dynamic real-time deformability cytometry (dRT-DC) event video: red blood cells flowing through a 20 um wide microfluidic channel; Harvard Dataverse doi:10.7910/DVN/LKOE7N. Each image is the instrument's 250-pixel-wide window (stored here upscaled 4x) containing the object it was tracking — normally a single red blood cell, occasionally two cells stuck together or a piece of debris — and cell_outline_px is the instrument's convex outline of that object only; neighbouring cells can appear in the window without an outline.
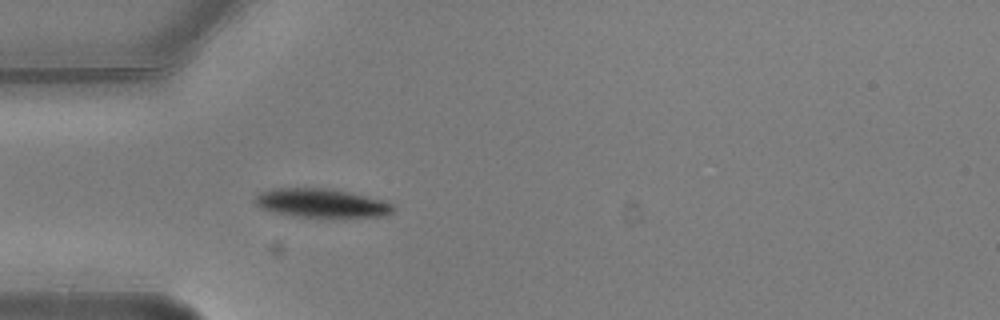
{"species": "common noctule bat (a hibernating species)", "species_latin": "Nyctalus noctula", "temperature_condition": "warm", "stored_images_in_passage": 1, "camera_frame_rate_fps": 3000, "um_per_image_px": 0.085, "animal": {"sex": "male", "body_mass_g": 20.5, "forearm_length_mm": 52.5}, "frame": {"image": 1, "passage_image": 1, "time_ms": 0.0, "image_size_px": [1000, 320], "cell_outline_px": [[396, 208], [392, 212], [384, 216], [296, 216], [276, 212], [260, 208], [256, 204], [256, 196], [260, 192], [272, 188], [332, 188], [380, 200], [392, 204]], "centroid_in_image_um": [27.29, 17.24], "position_along_channel_um": 57.7, "area_um2": 22.6}}